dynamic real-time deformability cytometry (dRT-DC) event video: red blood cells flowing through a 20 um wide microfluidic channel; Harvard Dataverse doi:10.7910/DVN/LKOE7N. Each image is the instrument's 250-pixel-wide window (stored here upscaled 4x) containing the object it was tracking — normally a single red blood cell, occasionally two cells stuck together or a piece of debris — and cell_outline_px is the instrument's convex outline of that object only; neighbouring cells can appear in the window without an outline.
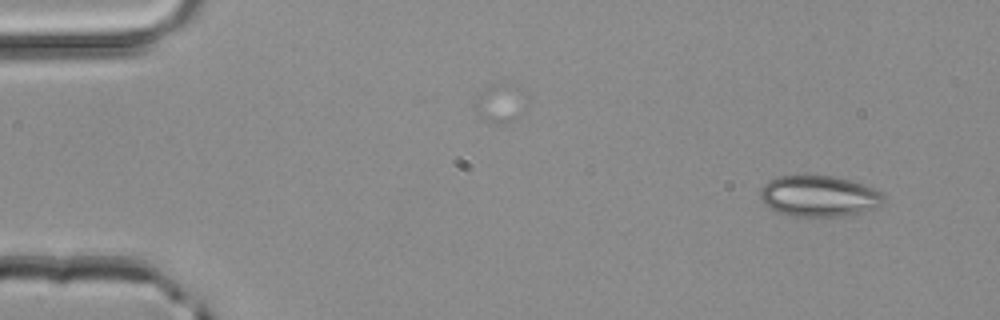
{"species": "common noctule bat (a hibernating species)", "species_latin": "Nyctalus noctula", "temperature_condition": "room temperature", "stored_images_in_passage": 2, "camera_frame_rate_fps": 3000, "um_per_image_px": 0.085, "animal": {"sex": "male", "body_mass_g": 20.4}, "frame": {"image": 1, "passage_image": 1, "time_ms": 0.0, "image_size_px": [1000, 320], "cell_outline_px": [[884, 200], [876, 208], [860, 212], [840, 216], [788, 216], [776, 212], [764, 204], [760, 196], [760, 188], [768, 180], [776, 176], [832, 176], [848, 180], [872, 188], [880, 192], [884, 196]], "centroid_in_image_um": [69.54, 16.68], "position_along_channel_um": 15.5, "area_um2": 29.3}}